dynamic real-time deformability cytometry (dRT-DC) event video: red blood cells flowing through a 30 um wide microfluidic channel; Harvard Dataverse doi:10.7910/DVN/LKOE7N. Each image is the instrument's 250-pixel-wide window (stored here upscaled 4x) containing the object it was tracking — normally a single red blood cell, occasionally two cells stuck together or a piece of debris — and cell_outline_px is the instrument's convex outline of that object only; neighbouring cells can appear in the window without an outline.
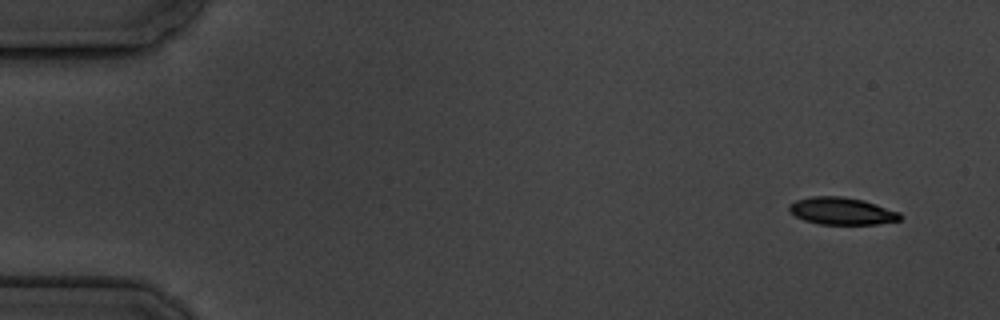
{"species": "common noctule bat (a hibernating species)", "species_latin": "Nyctalus noctula", "temperature_condition": "cold", "stored_images_in_passage": 6, "camera_frame_rate_fps": 3000, "um_per_image_px": 0.085, "animal": {"sex": "male", "body_mass_g": 19.5, "forearm_length_mm": 54.6}, "frame": {"image": 1, "passage_image": 1, "time_ms": 0.0, "image_size_px": [1000, 320], "cell_outline_px": [[904, 216], [900, 220], [876, 224], [820, 224], [804, 220], [796, 216], [788, 208], [788, 204], [796, 200], [812, 196], [844, 196], [864, 200], [900, 212]], "centroid_in_image_um": [71.58, 17.93], "position_along_channel_um": 13.4, "area_um2": 17.69}}
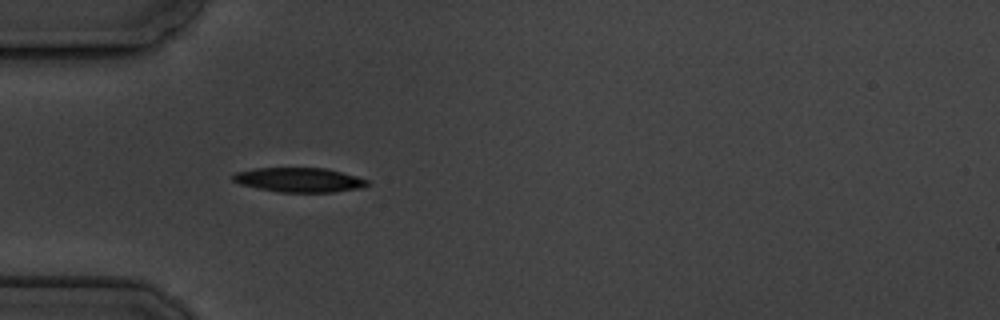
{"frame": {"image": 2, "passage_image": 5, "time_ms": 4.667, "image_size_px": [1000, 320], "cell_outline_px": [[368, 184], [364, 188], [332, 192], [280, 192], [240, 184], [232, 180], [232, 176], [236, 172], [256, 168], [324, 168], [356, 176], [368, 180]], "centroid_in_image_um": [25.44, 15.29], "position_along_channel_um": 59.6, "area_um2": 18.96}}